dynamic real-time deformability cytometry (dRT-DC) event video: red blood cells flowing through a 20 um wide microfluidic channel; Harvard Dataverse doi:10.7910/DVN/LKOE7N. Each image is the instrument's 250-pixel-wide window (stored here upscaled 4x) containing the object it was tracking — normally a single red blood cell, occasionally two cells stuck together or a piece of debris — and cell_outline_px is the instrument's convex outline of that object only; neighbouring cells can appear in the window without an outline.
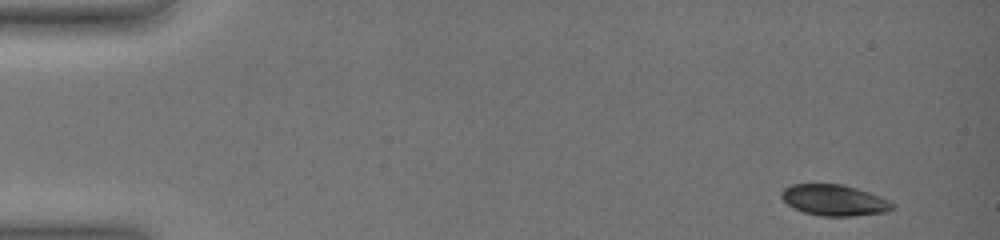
{"species": "common noctule bat (a hibernating species)", "species_latin": "Nyctalus noctula", "temperature_condition": "warm", "stored_images_in_passage": 43, "camera_frame_rate_fps": 3000, "um_per_image_px": 0.085, "animal": {"sex": "female", "body_mass_g": 19.0, "forearm_length_mm": 51.5}, "frame": {"image": 1, "passage_image": 1, "time_ms": 0.0, "image_size_px": [1000, 240], "cell_outline_px": [[896, 204], [888, 212], [852, 216], [820, 216], [804, 212], [792, 208], [780, 196], [780, 192], [784, 188], [792, 184], [844, 184], [880, 196]], "centroid_in_image_um": [70.9, 17.02], "position_along_channel_um": 14.1, "area_um2": 20.17}}
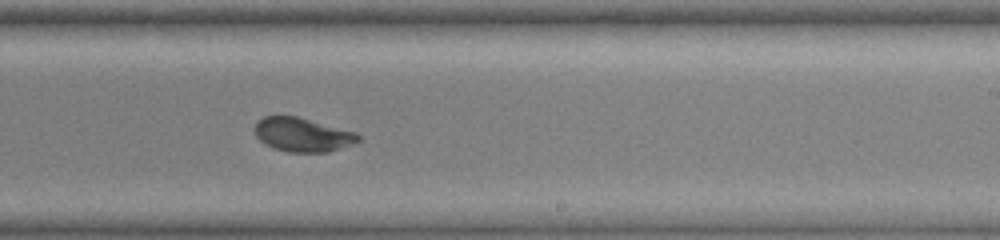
{"frame": {"image": 2, "passage_image": 27, "time_ms": 10.667, "image_size_px": [1000, 240], "cell_outline_px": [[360, 140], [352, 144], [328, 152], [288, 152], [272, 148], [264, 144], [256, 136], [252, 128], [264, 116], [296, 116], [356, 132], [360, 136]], "centroid_in_image_um": [25.69, 11.46], "position_along_channel_um": 263.3, "area_um2": 20.46}}
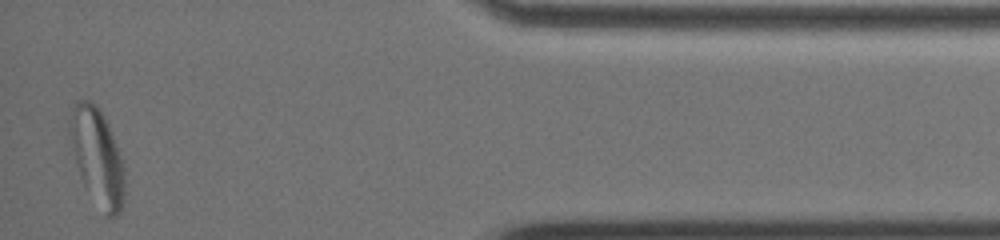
{"frame": {"image": 3, "passage_image": 43, "time_ms": 16.333, "image_size_px": [1000, 240], "cell_outline_px": [[124, 196], [120, 212], [116, 216], [104, 216], [84, 184], [80, 176], [76, 164], [68, 132], [68, 120], [72, 104], [76, 100], [88, 100], [96, 104], [104, 116], [108, 124], [120, 156], [124, 168]], "centroid_in_image_um": [8.23, 13.3], "position_along_channel_um": 427.0, "area_um2": 30.98}, "authors_computed_cell_mechanics": {"area_um2": 21.386, "velocity_mm_per_s": 3.6056, "shape_relaxation_time_tau1_ms": 4.4587, "shape_relaxation_time_tau2_ms": 1.0951, "deformation_change_tau1": 0.1506, "deformation_change_tau2": 0.0422}}